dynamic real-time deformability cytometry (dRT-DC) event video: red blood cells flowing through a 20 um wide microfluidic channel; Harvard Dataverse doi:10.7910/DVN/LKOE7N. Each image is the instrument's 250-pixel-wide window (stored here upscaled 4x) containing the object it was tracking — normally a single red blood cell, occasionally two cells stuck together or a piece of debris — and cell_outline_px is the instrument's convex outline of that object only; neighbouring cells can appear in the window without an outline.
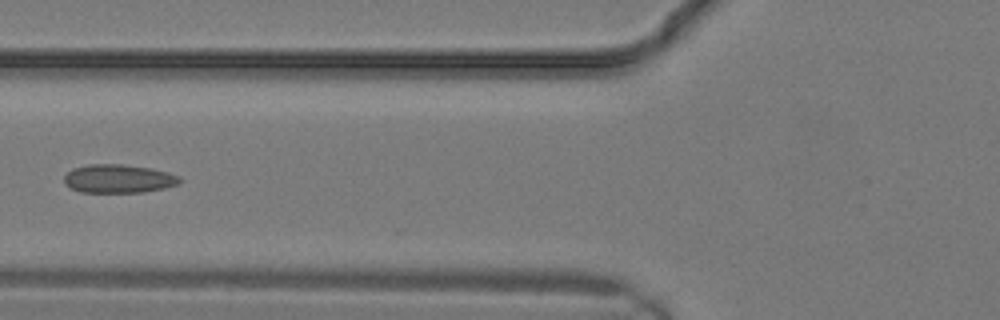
{"species": "common noctule bat (a hibernating species)", "species_latin": "Nyctalus noctula", "temperature_condition": "warm", "stored_images_in_passage": 14, "camera_frame_rate_fps": 3000, "um_per_image_px": 0.085, "animal": {"sex": "male", "body_mass_g": 19.2, "forearm_length_mm": 51.8}, "frame": {"image": 1, "passage_image": 10, "time_ms": 3.0, "image_size_px": [1000, 320], "cell_outline_px": [[180, 184], [164, 188], [144, 192], [80, 192], [64, 184], [64, 176], [72, 168], [88, 164], [120, 164], [152, 168], [168, 172], [180, 176]], "centroid_in_image_um": [10.08, 15.18], "position_along_channel_um": 115.7, "area_um2": 19.31}}
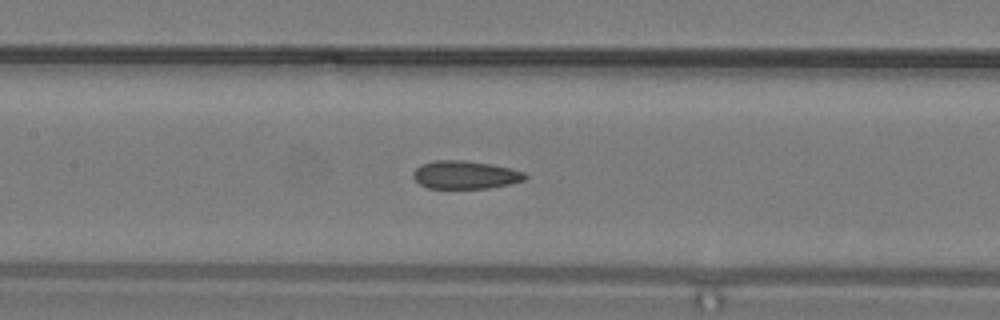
{"frame": {"image": 2, "passage_image": 12, "time_ms": 3.667, "image_size_px": [1000, 320], "cell_outline_px": [[528, 176], [524, 180], [508, 184], [488, 188], [428, 188], [420, 184], [412, 176], [412, 172], [420, 164], [436, 160], [464, 160], [492, 164], [512, 168], [524, 172]], "centroid_in_image_um": [39.53, 14.85], "position_along_channel_um": 167.9, "area_um2": 18.38}}
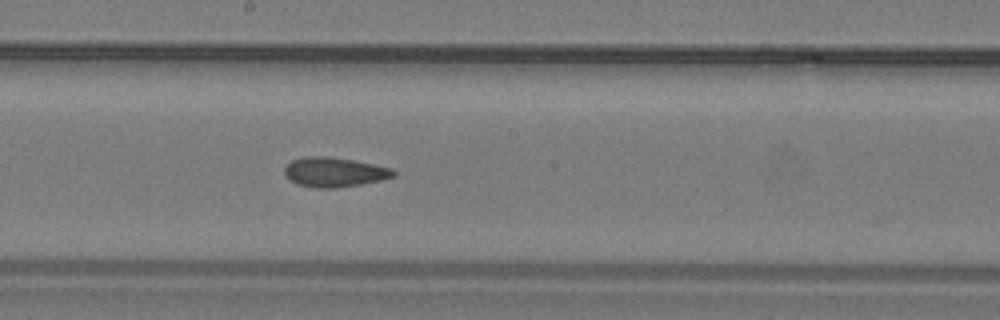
{"frame": {"image": 3, "passage_image": 14, "time_ms": 4.333, "image_size_px": [1000, 320], "cell_outline_px": [[396, 176], [380, 180], [360, 184], [336, 188], [316, 188], [296, 184], [284, 176], [284, 168], [292, 160], [304, 156], [328, 156], [352, 160], [392, 168], [396, 172]], "centroid_in_image_um": [28.39, 14.63], "position_along_channel_um": 219.8, "area_um2": 18.84}}